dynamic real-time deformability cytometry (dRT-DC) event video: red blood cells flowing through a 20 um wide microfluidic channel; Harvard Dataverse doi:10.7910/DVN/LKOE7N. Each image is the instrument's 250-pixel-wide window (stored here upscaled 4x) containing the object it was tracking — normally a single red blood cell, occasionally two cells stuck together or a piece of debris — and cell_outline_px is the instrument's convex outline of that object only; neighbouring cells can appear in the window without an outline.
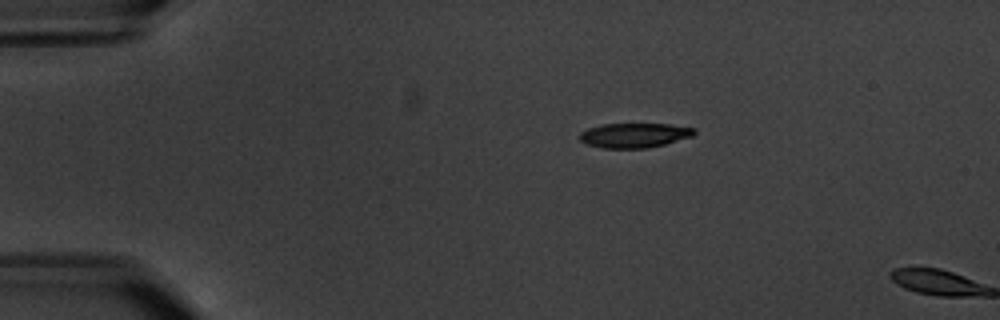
{"species": "common noctule bat (a hibernating species)", "species_latin": "Nyctalus noctula", "temperature_condition": "warm", "stored_images_in_passage": 2, "camera_frame_rate_fps": 3000, "um_per_image_px": 0.085, "animal": {"sex": "male", "body_mass_g": 20.1, "forearm_length_mm": 53.5}, "frame": {"image": 1, "passage_image": 1, "time_ms": 0.0, "image_size_px": [1000, 320], "cell_outline_px": [[696, 132], [692, 136], [664, 144], [648, 148], [604, 148], [588, 144], [580, 140], [580, 132], [588, 128], [600, 124], [668, 124], [696, 128]], "centroid_in_image_um": [53.92, 11.49], "position_along_channel_um": 31.1, "area_um2": 16.36}}